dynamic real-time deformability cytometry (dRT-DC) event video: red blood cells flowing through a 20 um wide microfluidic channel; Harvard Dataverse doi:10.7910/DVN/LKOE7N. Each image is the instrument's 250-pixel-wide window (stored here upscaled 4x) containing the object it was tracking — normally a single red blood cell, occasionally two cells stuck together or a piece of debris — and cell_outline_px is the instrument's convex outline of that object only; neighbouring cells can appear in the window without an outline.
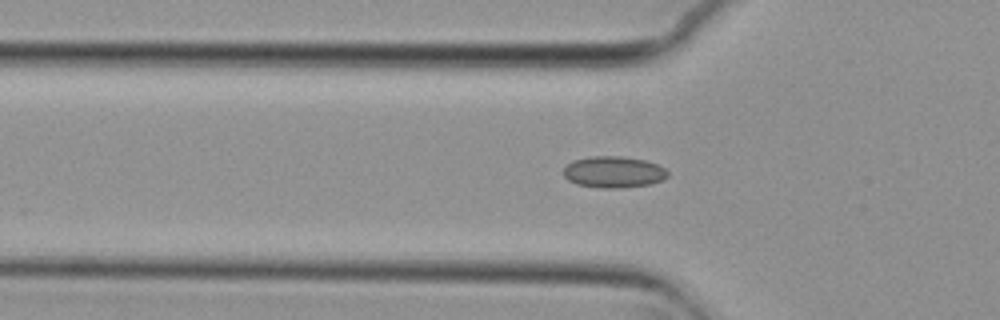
{"species": "common noctule bat (a hibernating species)", "species_latin": "Nyctalus noctula", "temperature_condition": "cold", "stored_images_in_passage": 47, "camera_frame_rate_fps": 3000, "um_per_image_px": 0.085, "animal": {"sex": "female", "body_mass_g": 29.2, "forearm_length_mm": 56.3}, "frame": {"image": 1, "passage_image": 10, "time_ms": 3.0, "image_size_px": [1000, 320], "cell_outline_px": [[668, 176], [664, 180], [652, 184], [620, 188], [600, 188], [576, 184], [568, 180], [564, 176], [564, 168], [572, 160], [588, 156], [620, 156], [644, 160], [656, 164], [664, 168], [668, 172]], "centroid_in_image_um": [52.15, 14.63], "position_along_channel_um": 73.6, "area_um2": 19.25}}
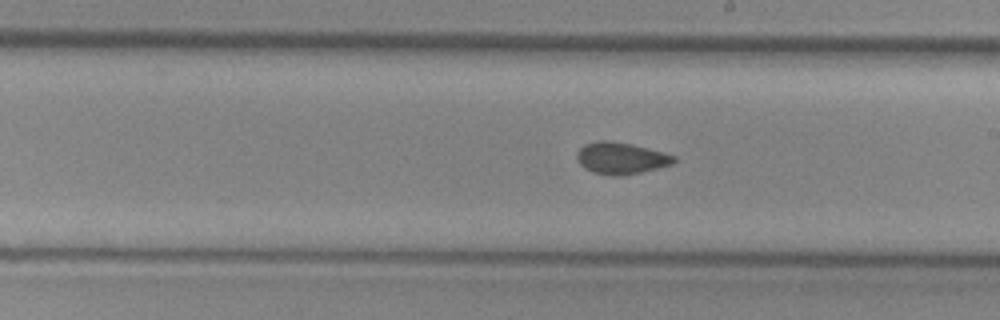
{"frame": {"image": 2, "passage_image": 23, "time_ms": 7.333, "image_size_px": [1000, 320], "cell_outline_px": [[676, 160], [672, 164], [640, 172], [620, 176], [612, 176], [592, 172], [584, 168], [576, 160], [576, 152], [584, 144], [596, 140], [608, 140], [632, 144], [676, 156]], "centroid_in_image_um": [52.72, 13.44], "position_along_channel_um": 236.3, "area_um2": 17.98}}
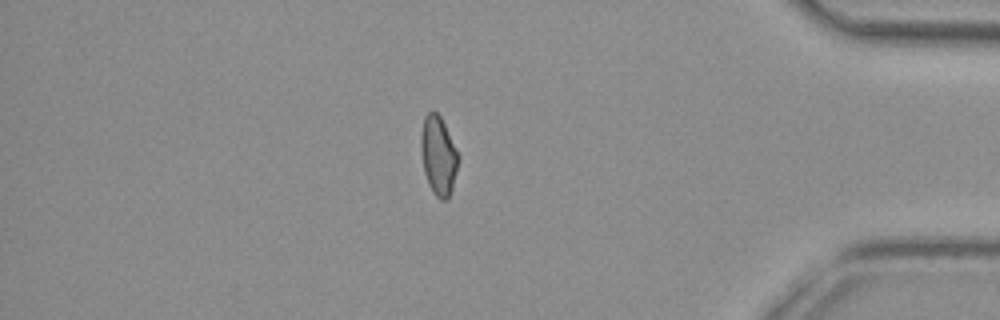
{"frame": {"image": 3, "passage_image": 39, "time_ms": 12.667, "image_size_px": [1000, 320], "cell_outline_px": [[460, 156], [452, 188], [448, 200], [440, 200], [432, 192], [428, 184], [424, 172], [420, 148], [420, 136], [424, 116], [428, 112], [436, 112], [440, 116]], "centroid_in_image_um": [37.25, 13.25], "position_along_channel_um": 397.9, "area_um2": 17.28}}